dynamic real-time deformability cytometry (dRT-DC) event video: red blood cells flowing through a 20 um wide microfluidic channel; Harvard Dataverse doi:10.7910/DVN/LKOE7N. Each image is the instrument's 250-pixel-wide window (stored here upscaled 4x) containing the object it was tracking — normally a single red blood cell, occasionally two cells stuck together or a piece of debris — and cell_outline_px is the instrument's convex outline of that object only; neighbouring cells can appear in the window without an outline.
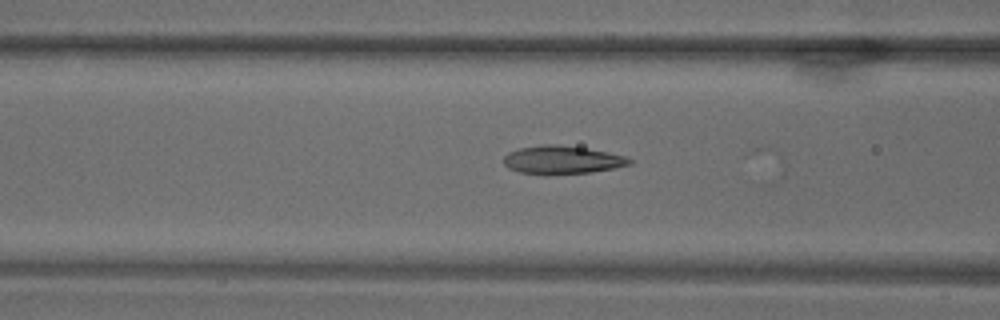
{"species": "common noctule bat (a hibernating species)", "species_latin": "Nyctalus noctula", "temperature_condition": "warm", "stored_images_in_passage": 7, "camera_frame_rate_fps": 3000, "um_per_image_px": 0.085, "animal": {"sex": "male", "body_mass_g": 18.8}, "frame": {"image": 1, "passage_image": 4, "time_ms": 1.0, "image_size_px": [1000, 320], "cell_outline_px": [[632, 164], [592, 172], [544, 176], [520, 172], [508, 168], [504, 164], [504, 156], [508, 152], [520, 148], [544, 144], [556, 144], [584, 148], [608, 152], [624, 156], [632, 160]], "centroid_in_image_um": [47.74, 13.61], "position_along_channel_um": 118.9, "area_um2": 20.87}}